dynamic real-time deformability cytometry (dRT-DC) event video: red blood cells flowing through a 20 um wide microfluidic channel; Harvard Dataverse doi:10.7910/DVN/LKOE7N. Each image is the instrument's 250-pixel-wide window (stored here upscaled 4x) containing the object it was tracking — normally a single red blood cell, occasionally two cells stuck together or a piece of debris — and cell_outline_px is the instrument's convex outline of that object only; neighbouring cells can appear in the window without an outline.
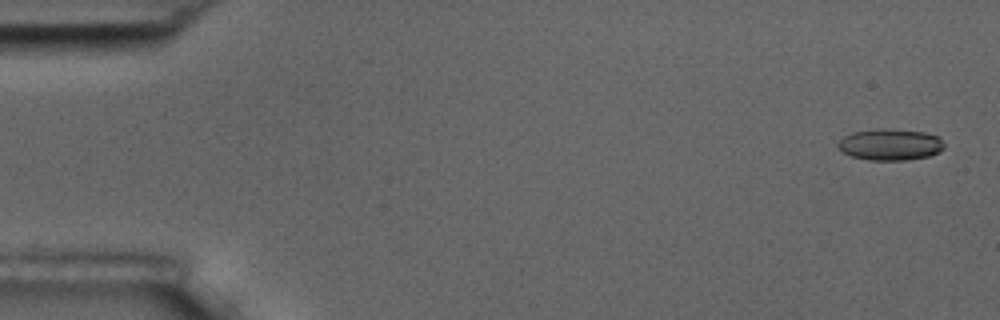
{"species": "common noctule bat (a hibernating species)", "species_latin": "Nyctalus noctula", "temperature_condition": "room temperature", "stored_images_in_passage": 10, "camera_frame_rate_fps": 3000, "um_per_image_px": 0.085, "animal": {"sex": "male", "body_mass_g": 17.5, "forearm_length_mm": 52.3}, "frame": {"image": 1, "passage_image": 1, "time_ms": 0.0, "image_size_px": [1000, 320], "cell_outline_px": [[944, 148], [928, 156], [908, 160], [868, 160], [852, 156], [844, 152], [836, 144], [844, 136], [852, 132], [924, 132], [936, 136], [944, 144]], "centroid_in_image_um": [75.66, 12.35], "position_along_channel_um": 9.3, "area_um2": 18.15}}
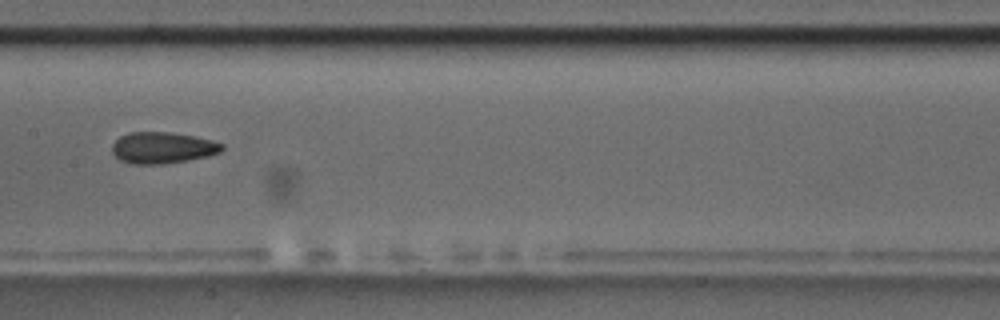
{"frame": {"image": 2, "passage_image": 8, "time_ms": 8.667, "image_size_px": [1000, 320], "cell_outline_px": [[224, 148], [220, 152], [208, 156], [188, 160], [160, 164], [132, 164], [120, 160], [112, 152], [112, 144], [120, 136], [128, 132], [172, 132], [196, 136], [212, 140], [224, 144]], "centroid_in_image_um": [13.83, 12.55], "position_along_channel_um": 193.6, "area_um2": 20.23}}
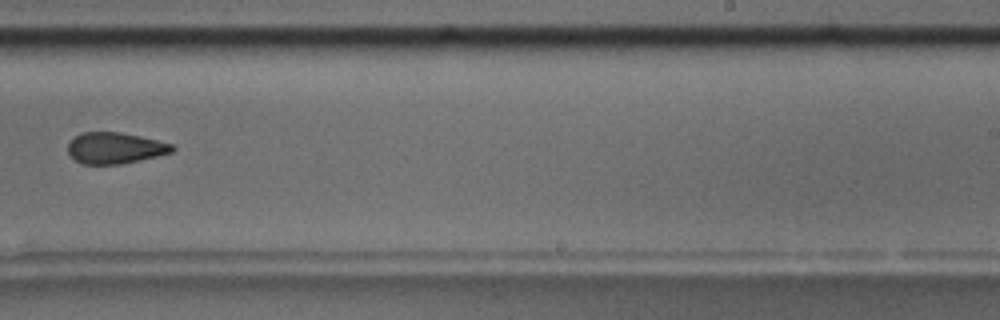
{"frame": {"image": 3, "passage_image": 10, "time_ms": 11.0, "image_size_px": [1000, 320], "cell_outline_px": [[176, 148], [172, 152], [140, 160], [120, 164], [84, 164], [76, 160], [68, 152], [68, 144], [80, 132], [120, 132], [140, 136], [172, 144]], "centroid_in_image_um": [9.78, 12.58], "position_along_channel_um": 279.2, "area_um2": 18.79}}